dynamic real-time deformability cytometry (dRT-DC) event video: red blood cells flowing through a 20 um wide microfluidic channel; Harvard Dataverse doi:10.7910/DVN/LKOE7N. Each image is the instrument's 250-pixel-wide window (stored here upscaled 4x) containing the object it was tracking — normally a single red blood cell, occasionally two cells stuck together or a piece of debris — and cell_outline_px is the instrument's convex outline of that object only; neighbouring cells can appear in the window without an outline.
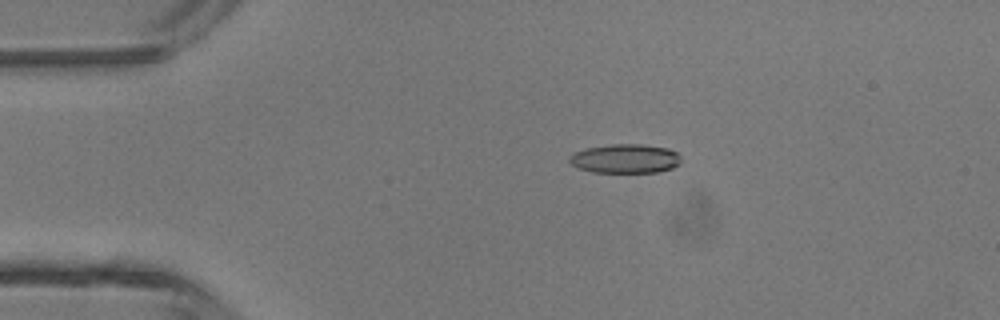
{"species": "common noctule bat (a hibernating species)", "species_latin": "Nyctalus noctula", "temperature_condition": "room temperature", "stored_images_in_passage": 4, "camera_frame_rate_fps": 3000, "um_per_image_px": 0.085, "animal": {"sex": "male", "body_mass_g": 13.3}, "frame": {"image": 1, "passage_image": 3, "time_ms": 0.667, "image_size_px": [1000, 320], "cell_outline_px": [[680, 164], [672, 168], [656, 172], [592, 172], [580, 168], [572, 164], [568, 160], [568, 156], [576, 152], [588, 148], [612, 144], [640, 144], [668, 148], [676, 152], [680, 156]], "centroid_in_image_um": [53.16, 13.48], "position_along_channel_um": 31.8, "area_um2": 18.79}}